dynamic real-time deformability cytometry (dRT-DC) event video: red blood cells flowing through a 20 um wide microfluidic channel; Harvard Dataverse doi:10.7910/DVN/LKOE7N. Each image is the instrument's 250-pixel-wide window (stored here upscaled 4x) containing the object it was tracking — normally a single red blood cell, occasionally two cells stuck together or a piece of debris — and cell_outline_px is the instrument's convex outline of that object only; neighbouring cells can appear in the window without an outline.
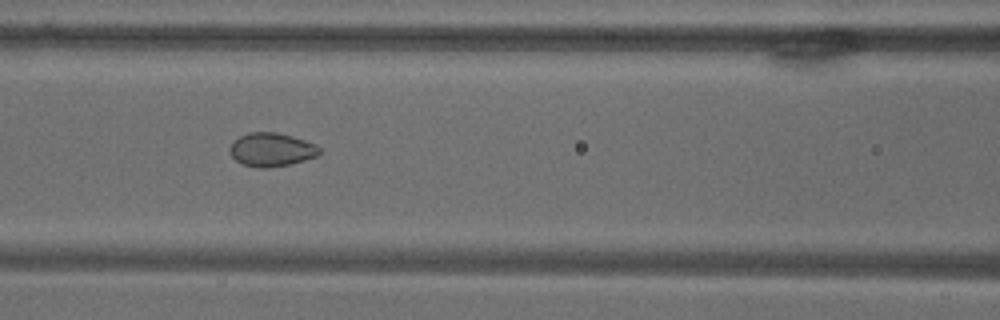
{"species": "common noctule bat (a hibernating species)", "species_latin": "Nyctalus noctula", "temperature_condition": "warm", "stored_images_in_passage": 5, "camera_frame_rate_fps": 3000, "um_per_image_px": 0.085, "animal": {"sex": "male", "body_mass_g": 18.8}, "frame": {"image": 1, "passage_image": 4, "time_ms": 3.333, "image_size_px": [1000, 320], "cell_outline_px": [[320, 152], [316, 156], [292, 164], [268, 168], [256, 168], [244, 164], [236, 160], [228, 152], [228, 148], [232, 140], [248, 132], [276, 132], [292, 136], [316, 144], [320, 148]], "centroid_in_image_um": [23.04, 12.72], "position_along_channel_um": 143.6, "area_um2": 17.74}}
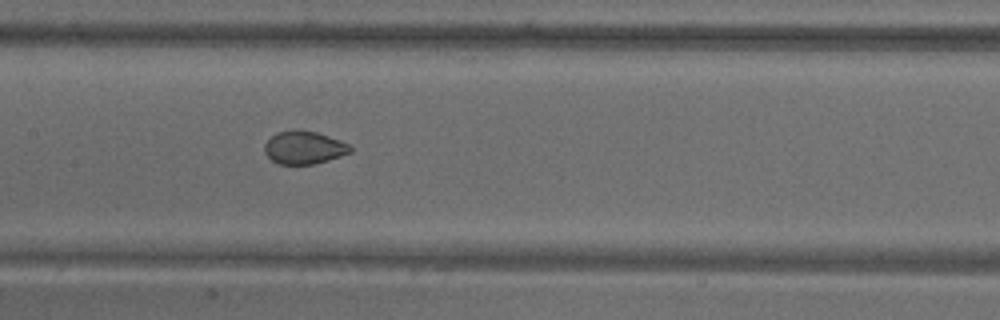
{"frame": {"image": 2, "passage_image": 5, "time_ms": 4.667, "image_size_px": [1000, 320], "cell_outline_px": [[352, 152], [316, 164], [280, 164], [272, 160], [264, 152], [264, 144], [276, 132], [296, 128], [316, 132], [328, 136], [348, 144], [352, 148]], "centroid_in_image_um": [25.82, 12.53], "position_along_channel_um": 181.6, "area_um2": 16.53}}